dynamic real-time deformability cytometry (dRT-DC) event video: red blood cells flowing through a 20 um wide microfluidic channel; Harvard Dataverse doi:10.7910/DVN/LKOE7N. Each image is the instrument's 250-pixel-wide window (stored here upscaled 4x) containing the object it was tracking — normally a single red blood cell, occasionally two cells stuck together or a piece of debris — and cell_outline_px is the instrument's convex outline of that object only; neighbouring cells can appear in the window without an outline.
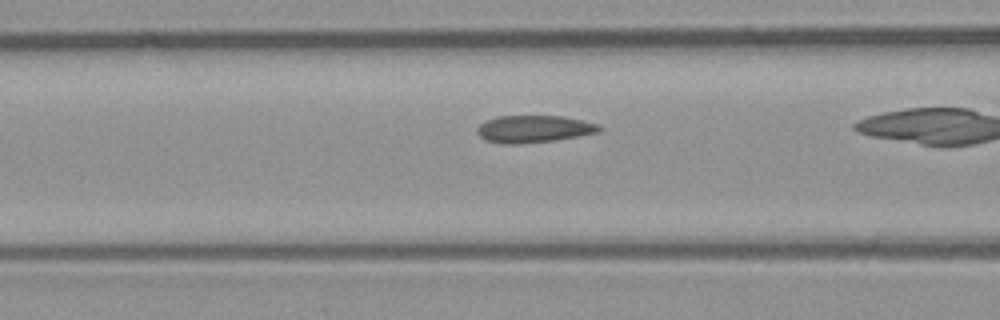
{"species": "common noctule bat (a hibernating species)", "species_latin": "Nyctalus noctula", "temperature_condition": "room temperature", "stored_images_in_passage": 29, "camera_frame_rate_fps": 3000, "um_per_image_px": 0.085, "animal": {"sex": "male", "body_mass_g": 23.1, "forearm_length_mm": 52.7}, "frame": {"image": 1, "passage_image": 9, "time_ms": 2.667, "image_size_px": [1000, 320], "cell_outline_px": [[604, 128], [600, 132], [580, 136], [556, 140], [520, 144], [500, 144], [488, 140], [480, 136], [476, 132], [476, 128], [480, 124], [496, 116], [564, 116], [600, 124]], "centroid_in_image_um": [45.42, 10.96], "position_along_channel_um": 121.2, "area_um2": 19.59}}
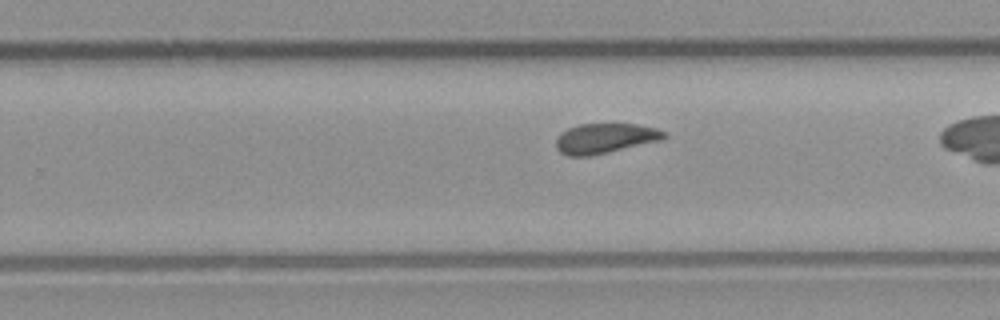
{"frame": {"image": 2, "passage_image": 21, "time_ms": 6.667, "image_size_px": [1000, 320], "cell_outline_px": [[668, 136], [664, 140], [608, 152], [588, 156], [568, 156], [560, 152], [556, 148], [556, 136], [560, 132], [568, 128], [580, 124], [636, 124], [656, 128], [664, 132]], "centroid_in_image_um": [51.42, 11.76], "position_along_channel_um": 278.4, "area_um2": 19.02}}